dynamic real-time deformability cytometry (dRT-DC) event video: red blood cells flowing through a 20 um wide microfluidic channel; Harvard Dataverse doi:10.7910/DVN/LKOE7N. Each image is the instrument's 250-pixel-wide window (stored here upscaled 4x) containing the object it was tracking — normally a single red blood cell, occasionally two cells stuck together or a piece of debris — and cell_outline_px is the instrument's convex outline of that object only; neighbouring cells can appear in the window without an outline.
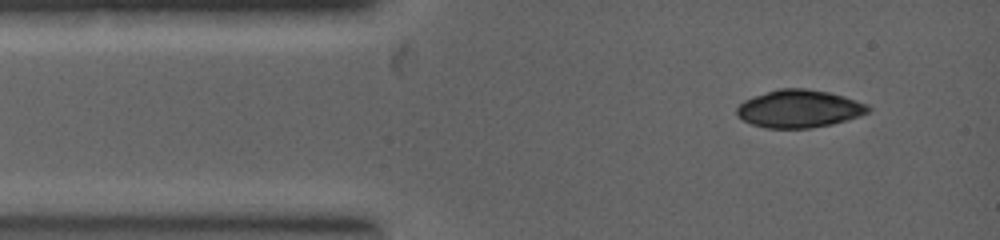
{"species": "common noctule bat (a hibernating species)", "species_latin": "Nyctalus noctula", "temperature_condition": "warm", "stored_images_in_passage": 1, "camera_frame_rate_fps": 5000, "um_per_image_px": 0.085, "animal": {"sex": "female", "body_mass_g": 19.0, "forearm_length_mm": 53.3}, "frame": {"image": 1, "passage_image": 1, "time_ms": 0.0, "image_size_px": [1000, 240], "cell_outline_px": [[872, 108], [868, 112], [860, 116], [848, 120], [832, 124], [812, 128], [764, 128], [752, 124], [736, 116], [736, 108], [744, 100], [752, 96], [780, 88], [804, 88], [828, 92], [844, 96], [868, 104]], "centroid_in_image_um": [67.93, 9.24], "position_along_channel_um": 17.1, "area_um2": 29.07}}